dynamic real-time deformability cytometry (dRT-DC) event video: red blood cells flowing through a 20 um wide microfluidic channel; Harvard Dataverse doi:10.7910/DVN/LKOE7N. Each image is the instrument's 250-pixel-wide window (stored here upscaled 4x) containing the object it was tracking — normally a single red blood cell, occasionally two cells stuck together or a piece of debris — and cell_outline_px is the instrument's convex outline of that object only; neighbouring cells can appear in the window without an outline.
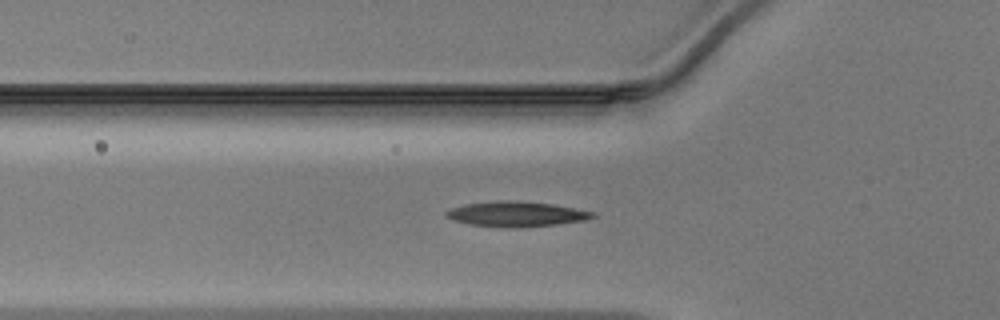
{"species": "Egyptian fruit bat (a non-hibernating species)", "species_latin": "Rousettus aegyptiacus", "temperature_condition": "warm", "stored_images_in_passage": 38, "camera_frame_rate_fps": 3000, "um_per_image_px": 0.085, "animal": {"sex": "male"}, "frame": {"image": 1, "passage_image": 8, "time_ms": 2.333, "image_size_px": [1000, 320], "cell_outline_px": [[596, 216], [588, 220], [556, 224], [472, 224], [456, 220], [444, 216], [444, 212], [448, 208], [464, 204], [496, 200], [516, 200], [552, 204], [596, 212]], "centroid_in_image_um": [43.9, 18.12], "position_along_channel_um": 81.9, "area_um2": 20.29}}
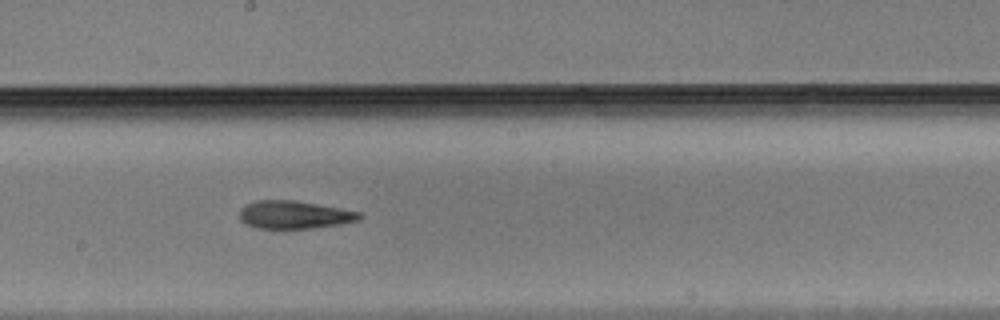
{"frame": {"image": 2, "passage_image": 18, "time_ms": 5.667, "image_size_px": [1000, 320], "cell_outline_px": [[364, 216], [356, 220], [340, 224], [312, 228], [260, 228], [244, 224], [240, 220], [240, 208], [256, 200], [296, 200], [360, 212]], "centroid_in_image_um": [24.99, 18.25], "position_along_channel_um": 223.2, "area_um2": 19.36}}
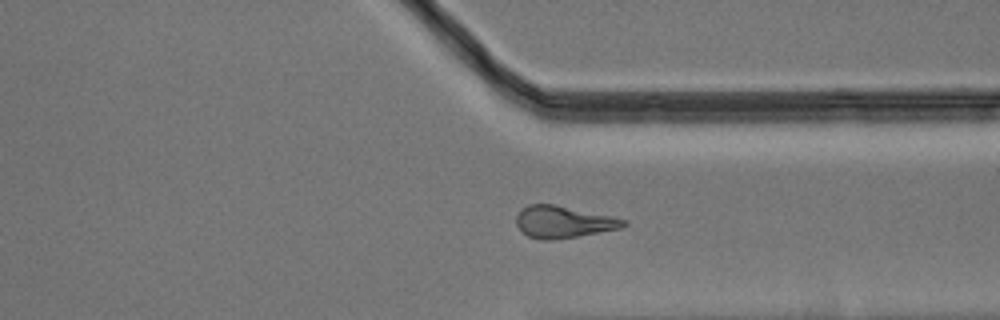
{"frame": {"image": 3, "passage_image": 28, "time_ms": 9.0, "image_size_px": [1000, 320], "cell_outline_px": [[628, 224], [620, 228], [576, 236], [544, 240], [528, 236], [516, 224], [516, 216], [528, 204], [552, 204], [628, 220]], "centroid_in_image_um": [47.88, 18.86], "position_along_channel_um": 363.5, "area_um2": 19.31}}